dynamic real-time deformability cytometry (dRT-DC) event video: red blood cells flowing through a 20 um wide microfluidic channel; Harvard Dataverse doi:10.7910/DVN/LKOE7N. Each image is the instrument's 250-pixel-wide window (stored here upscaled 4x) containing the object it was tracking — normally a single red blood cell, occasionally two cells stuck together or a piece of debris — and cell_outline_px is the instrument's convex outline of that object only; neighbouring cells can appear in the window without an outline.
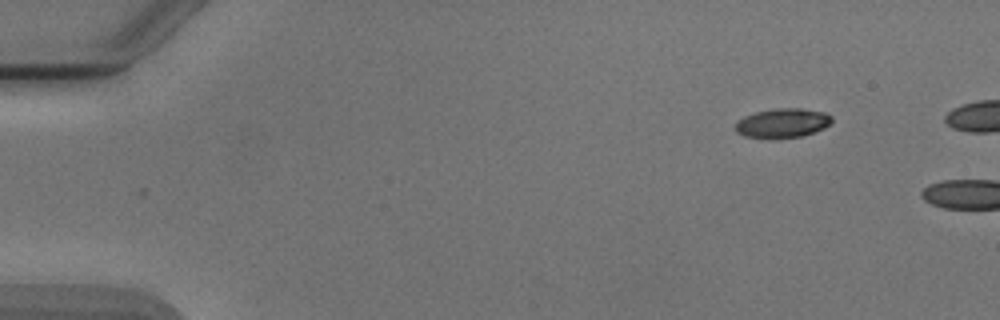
{"species": "Egyptian fruit bat (a non-hibernating species)", "species_latin": "Rousettus aegyptiacus", "temperature_condition": "cold", "stored_images_in_passage": 3, "camera_frame_rate_fps": 3000, "um_per_image_px": 0.085, "animal": {"sex": "male"}, "frame": {"image": 1, "passage_image": 1, "time_ms": 0.0, "image_size_px": [1000, 320], "cell_outline_px": [[832, 120], [824, 128], [800, 136], [744, 136], [736, 132], [736, 120], [744, 116], [756, 112], [776, 108], [800, 108], [824, 112], [832, 116]], "centroid_in_image_um": [66.51, 10.41], "position_along_channel_um": 18.5, "area_um2": 15.84}}